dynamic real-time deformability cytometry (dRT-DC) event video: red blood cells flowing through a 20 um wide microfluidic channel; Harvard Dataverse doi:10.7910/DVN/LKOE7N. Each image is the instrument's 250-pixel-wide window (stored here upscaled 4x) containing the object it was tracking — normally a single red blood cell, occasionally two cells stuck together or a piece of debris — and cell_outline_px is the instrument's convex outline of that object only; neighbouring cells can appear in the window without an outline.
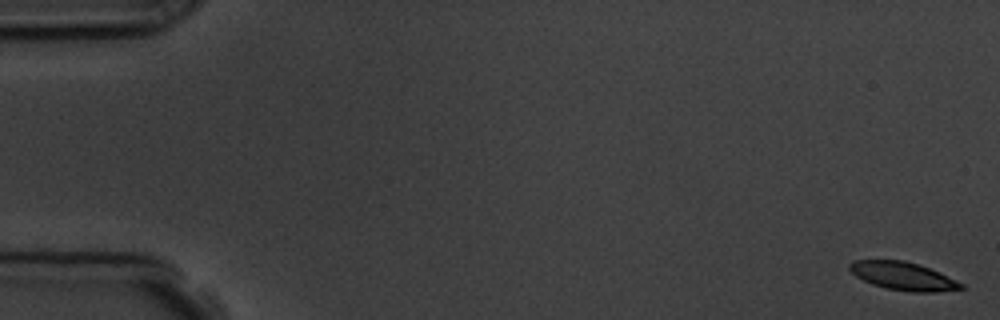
{"species": "common noctule bat (a hibernating species)", "species_latin": "Nyctalus noctula", "temperature_condition": "room temperature", "stored_images_in_passage": 7, "camera_frame_rate_fps": 3000, "um_per_image_px": 0.085, "animal": {"sex": "male", "body_mass_g": 19.5, "forearm_length_mm": 54.6}, "frame": {"image": 1, "passage_image": 1, "time_ms": 0.0, "image_size_px": [1000, 320], "cell_outline_px": [[964, 288], [936, 292], [912, 292], [888, 288], [872, 284], [856, 276], [848, 268], [848, 264], [852, 260], [904, 260], [920, 264], [940, 272], [964, 284]], "centroid_in_image_um": [76.77, 23.45], "position_along_channel_um": 8.2, "area_um2": 18.26}}
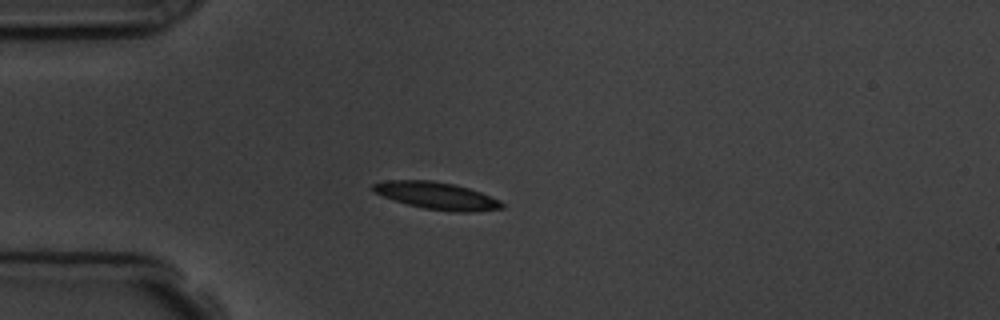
{"frame": {"image": 2, "passage_image": 5, "time_ms": 4.667, "image_size_px": [1000, 320], "cell_outline_px": [[504, 208], [476, 212], [456, 212], [424, 208], [408, 204], [372, 192], [372, 184], [388, 180], [432, 180], [456, 184], [480, 192], [500, 200], [504, 204]], "centroid_in_image_um": [37.15, 16.63], "position_along_channel_um": 47.8, "area_um2": 20.4}}